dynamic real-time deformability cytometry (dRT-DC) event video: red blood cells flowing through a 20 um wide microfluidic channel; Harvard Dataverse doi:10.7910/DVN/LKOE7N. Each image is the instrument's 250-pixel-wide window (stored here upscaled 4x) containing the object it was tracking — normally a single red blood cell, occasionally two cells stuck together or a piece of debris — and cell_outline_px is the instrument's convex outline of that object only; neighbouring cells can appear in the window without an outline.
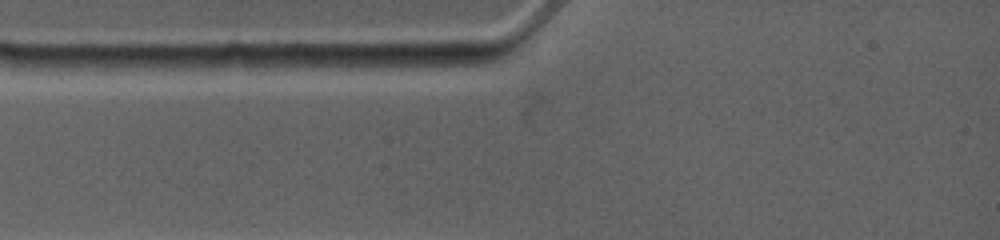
{"species": "common noctule bat (a hibernating species)", "species_latin": "Nyctalus noctula", "temperature_condition": "warm", "stored_images_in_passage": 4, "camera_frame_rate_fps": 4500, "um_per_image_px": 0.085, "animal": {"sex": "female", "body_mass_g": 19.0, "forearm_length_mm": 53.3}, "frame": {"image": 1, "passage_image": 2, "time_ms": 0.222, "image_size_px": [1000, 240], "cell_outline_px": [[440, 64], [352, 72], [312, 64], [312, 56], [412, 56]], "centroid_in_image_um": [31.35, 5.31], "position_along_channel_um": 53.6, "area_um2": 10.29}}